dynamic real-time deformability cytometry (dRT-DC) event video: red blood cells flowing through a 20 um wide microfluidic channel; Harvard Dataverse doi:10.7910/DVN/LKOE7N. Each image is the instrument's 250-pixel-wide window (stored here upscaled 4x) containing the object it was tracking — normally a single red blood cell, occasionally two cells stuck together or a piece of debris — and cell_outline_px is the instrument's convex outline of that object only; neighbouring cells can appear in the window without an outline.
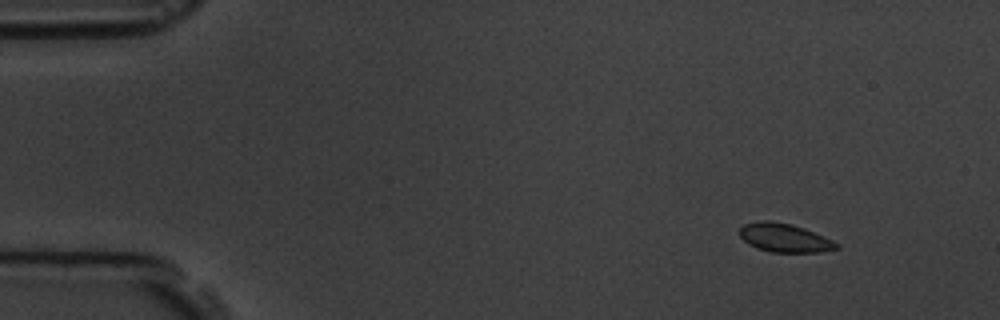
{"species": "common noctule bat (a hibernating species)", "species_latin": "Nyctalus noctula", "temperature_condition": "room temperature", "stored_images_in_passage": 5, "camera_frame_rate_fps": 3000, "um_per_image_px": 0.085, "animal": {"sex": "male", "body_mass_g": 19.5, "forearm_length_mm": 54.6}, "frame": {"image": 1, "passage_image": 1, "time_ms": 0.0, "image_size_px": [1000, 320], "cell_outline_px": [[840, 248], [820, 252], [772, 252], [756, 248], [748, 244], [740, 236], [740, 228], [744, 224], [764, 220], [768, 220], [792, 224], [804, 228], [832, 240], [840, 244]], "centroid_in_image_um": [66.69, 20.22], "position_along_channel_um": 18.3, "area_um2": 16.13}}
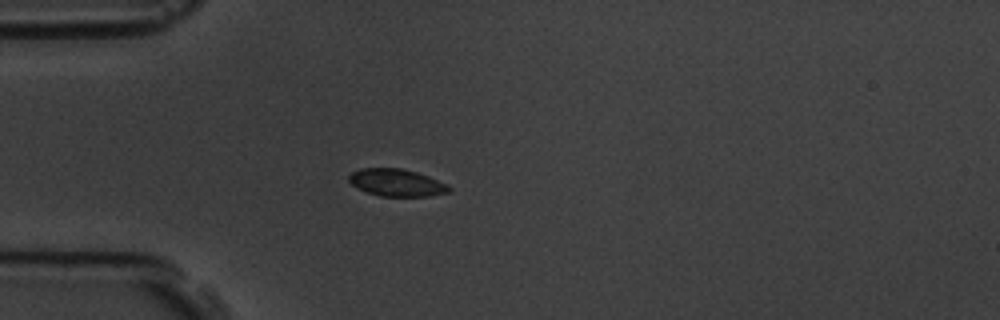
{"frame": {"image": 2, "passage_image": 4, "time_ms": 3.333, "image_size_px": [1000, 320], "cell_outline_px": [[452, 192], [428, 196], [380, 196], [356, 188], [348, 180], [348, 176], [352, 172], [360, 168], [400, 168], [416, 172], [428, 176], [448, 184], [452, 188]], "centroid_in_image_um": [33.73, 15.53], "position_along_channel_um": 51.3, "area_um2": 16.01}}